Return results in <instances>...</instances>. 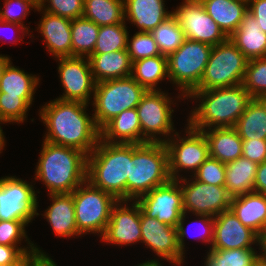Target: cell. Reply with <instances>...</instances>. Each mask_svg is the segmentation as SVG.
Masks as SVG:
<instances>
[{"label": "cell", "mask_w": 266, "mask_h": 266, "mask_svg": "<svg viewBox=\"0 0 266 266\" xmlns=\"http://www.w3.org/2000/svg\"><path fill=\"white\" fill-rule=\"evenodd\" d=\"M88 104L78 101L50 100L39 107V120L46 127L43 140L71 147L87 156L100 140V129L93 114L86 112Z\"/></svg>", "instance_id": "obj_1"}, {"label": "cell", "mask_w": 266, "mask_h": 266, "mask_svg": "<svg viewBox=\"0 0 266 266\" xmlns=\"http://www.w3.org/2000/svg\"><path fill=\"white\" fill-rule=\"evenodd\" d=\"M186 99L193 101L196 105L192 107L186 122L200 131L234 127L253 100L242 84L209 90H193Z\"/></svg>", "instance_id": "obj_2"}, {"label": "cell", "mask_w": 266, "mask_h": 266, "mask_svg": "<svg viewBox=\"0 0 266 266\" xmlns=\"http://www.w3.org/2000/svg\"><path fill=\"white\" fill-rule=\"evenodd\" d=\"M33 181L49 194L72 193L87 180V155L75 148L42 142Z\"/></svg>", "instance_id": "obj_3"}, {"label": "cell", "mask_w": 266, "mask_h": 266, "mask_svg": "<svg viewBox=\"0 0 266 266\" xmlns=\"http://www.w3.org/2000/svg\"><path fill=\"white\" fill-rule=\"evenodd\" d=\"M131 160L132 144L107 143L100 139L87 156V180L117 200H127Z\"/></svg>", "instance_id": "obj_4"}, {"label": "cell", "mask_w": 266, "mask_h": 266, "mask_svg": "<svg viewBox=\"0 0 266 266\" xmlns=\"http://www.w3.org/2000/svg\"><path fill=\"white\" fill-rule=\"evenodd\" d=\"M171 180L165 143L132 144L127 200H136Z\"/></svg>", "instance_id": "obj_5"}, {"label": "cell", "mask_w": 266, "mask_h": 266, "mask_svg": "<svg viewBox=\"0 0 266 266\" xmlns=\"http://www.w3.org/2000/svg\"><path fill=\"white\" fill-rule=\"evenodd\" d=\"M146 92L131 76L96 83L90 104L96 126L101 129L122 111L136 108Z\"/></svg>", "instance_id": "obj_6"}, {"label": "cell", "mask_w": 266, "mask_h": 266, "mask_svg": "<svg viewBox=\"0 0 266 266\" xmlns=\"http://www.w3.org/2000/svg\"><path fill=\"white\" fill-rule=\"evenodd\" d=\"M179 93L176 95L178 97H171L165 90H150L142 97L136 109L142 136L147 142L165 143L175 134L176 128L173 122L175 108L172 107H176L180 100H186V97Z\"/></svg>", "instance_id": "obj_7"}, {"label": "cell", "mask_w": 266, "mask_h": 266, "mask_svg": "<svg viewBox=\"0 0 266 266\" xmlns=\"http://www.w3.org/2000/svg\"><path fill=\"white\" fill-rule=\"evenodd\" d=\"M211 51L209 44L185 39L167 56L169 81L175 90L187 97L200 84Z\"/></svg>", "instance_id": "obj_8"}, {"label": "cell", "mask_w": 266, "mask_h": 266, "mask_svg": "<svg viewBox=\"0 0 266 266\" xmlns=\"http://www.w3.org/2000/svg\"><path fill=\"white\" fill-rule=\"evenodd\" d=\"M72 196L78 232L82 236L94 234L101 238L109 223L111 209L118 200L88 180L79 185Z\"/></svg>", "instance_id": "obj_9"}, {"label": "cell", "mask_w": 266, "mask_h": 266, "mask_svg": "<svg viewBox=\"0 0 266 266\" xmlns=\"http://www.w3.org/2000/svg\"><path fill=\"white\" fill-rule=\"evenodd\" d=\"M249 59L228 38L212 46L205 72L194 90L233 87L242 84Z\"/></svg>", "instance_id": "obj_10"}, {"label": "cell", "mask_w": 266, "mask_h": 266, "mask_svg": "<svg viewBox=\"0 0 266 266\" xmlns=\"http://www.w3.org/2000/svg\"><path fill=\"white\" fill-rule=\"evenodd\" d=\"M183 130L181 132L185 135L176 131L165 142L171 180H178L189 173L193 176L209 157V144L203 131L194 129L188 123ZM183 172L186 175L181 174Z\"/></svg>", "instance_id": "obj_11"}, {"label": "cell", "mask_w": 266, "mask_h": 266, "mask_svg": "<svg viewBox=\"0 0 266 266\" xmlns=\"http://www.w3.org/2000/svg\"><path fill=\"white\" fill-rule=\"evenodd\" d=\"M33 182L16 175L0 177V220L24 221L27 225L35 220L41 191L35 190Z\"/></svg>", "instance_id": "obj_12"}, {"label": "cell", "mask_w": 266, "mask_h": 266, "mask_svg": "<svg viewBox=\"0 0 266 266\" xmlns=\"http://www.w3.org/2000/svg\"><path fill=\"white\" fill-rule=\"evenodd\" d=\"M177 181L182 190L184 213L215 217L230 210L232 197L224 186L209 185L190 175Z\"/></svg>", "instance_id": "obj_13"}, {"label": "cell", "mask_w": 266, "mask_h": 266, "mask_svg": "<svg viewBox=\"0 0 266 266\" xmlns=\"http://www.w3.org/2000/svg\"><path fill=\"white\" fill-rule=\"evenodd\" d=\"M54 60L58 62V77L64 91L57 99L90 105L94 97L96 81L88 57H60Z\"/></svg>", "instance_id": "obj_14"}, {"label": "cell", "mask_w": 266, "mask_h": 266, "mask_svg": "<svg viewBox=\"0 0 266 266\" xmlns=\"http://www.w3.org/2000/svg\"><path fill=\"white\" fill-rule=\"evenodd\" d=\"M173 10L185 39L215 46L228 37L210 17L200 0H182Z\"/></svg>", "instance_id": "obj_15"}, {"label": "cell", "mask_w": 266, "mask_h": 266, "mask_svg": "<svg viewBox=\"0 0 266 266\" xmlns=\"http://www.w3.org/2000/svg\"><path fill=\"white\" fill-rule=\"evenodd\" d=\"M141 243L155 254L154 261H166L173 266H183L185 256L181 253L177 228L146 216L140 208ZM157 256V258H155ZM159 257V258H158Z\"/></svg>", "instance_id": "obj_16"}, {"label": "cell", "mask_w": 266, "mask_h": 266, "mask_svg": "<svg viewBox=\"0 0 266 266\" xmlns=\"http://www.w3.org/2000/svg\"><path fill=\"white\" fill-rule=\"evenodd\" d=\"M101 243L117 246L141 244L140 206L136 200H118L111 209Z\"/></svg>", "instance_id": "obj_17"}, {"label": "cell", "mask_w": 266, "mask_h": 266, "mask_svg": "<svg viewBox=\"0 0 266 266\" xmlns=\"http://www.w3.org/2000/svg\"><path fill=\"white\" fill-rule=\"evenodd\" d=\"M136 201L146 216L173 227H177L184 213L182 190L177 180L155 187Z\"/></svg>", "instance_id": "obj_18"}, {"label": "cell", "mask_w": 266, "mask_h": 266, "mask_svg": "<svg viewBox=\"0 0 266 266\" xmlns=\"http://www.w3.org/2000/svg\"><path fill=\"white\" fill-rule=\"evenodd\" d=\"M257 243L258 235L244 226L231 210L214 217V238L210 249L258 248Z\"/></svg>", "instance_id": "obj_19"}, {"label": "cell", "mask_w": 266, "mask_h": 266, "mask_svg": "<svg viewBox=\"0 0 266 266\" xmlns=\"http://www.w3.org/2000/svg\"><path fill=\"white\" fill-rule=\"evenodd\" d=\"M41 15L35 31L42 35L47 52L56 58L72 57L71 22L72 19L48 13L40 8Z\"/></svg>", "instance_id": "obj_20"}, {"label": "cell", "mask_w": 266, "mask_h": 266, "mask_svg": "<svg viewBox=\"0 0 266 266\" xmlns=\"http://www.w3.org/2000/svg\"><path fill=\"white\" fill-rule=\"evenodd\" d=\"M50 206L45 211L36 213L42 215L52 228L53 234L62 239L83 237L79 232L75 221V207L72 193L49 194ZM74 236V237H73Z\"/></svg>", "instance_id": "obj_21"}, {"label": "cell", "mask_w": 266, "mask_h": 266, "mask_svg": "<svg viewBox=\"0 0 266 266\" xmlns=\"http://www.w3.org/2000/svg\"><path fill=\"white\" fill-rule=\"evenodd\" d=\"M166 0H124L125 22L138 31L151 32L173 15L165 8Z\"/></svg>", "instance_id": "obj_22"}, {"label": "cell", "mask_w": 266, "mask_h": 266, "mask_svg": "<svg viewBox=\"0 0 266 266\" xmlns=\"http://www.w3.org/2000/svg\"><path fill=\"white\" fill-rule=\"evenodd\" d=\"M100 139L107 143L144 144L137 109L122 111L100 129Z\"/></svg>", "instance_id": "obj_23"}, {"label": "cell", "mask_w": 266, "mask_h": 266, "mask_svg": "<svg viewBox=\"0 0 266 266\" xmlns=\"http://www.w3.org/2000/svg\"><path fill=\"white\" fill-rule=\"evenodd\" d=\"M88 59L96 83L127 78L132 74L133 63L127 49L104 54H91Z\"/></svg>", "instance_id": "obj_24"}, {"label": "cell", "mask_w": 266, "mask_h": 266, "mask_svg": "<svg viewBox=\"0 0 266 266\" xmlns=\"http://www.w3.org/2000/svg\"><path fill=\"white\" fill-rule=\"evenodd\" d=\"M230 210L244 226L261 234L266 224V195L250 192L233 197Z\"/></svg>", "instance_id": "obj_25"}, {"label": "cell", "mask_w": 266, "mask_h": 266, "mask_svg": "<svg viewBox=\"0 0 266 266\" xmlns=\"http://www.w3.org/2000/svg\"><path fill=\"white\" fill-rule=\"evenodd\" d=\"M229 39L249 60L266 57V33L261 30L250 12L244 15Z\"/></svg>", "instance_id": "obj_26"}, {"label": "cell", "mask_w": 266, "mask_h": 266, "mask_svg": "<svg viewBox=\"0 0 266 266\" xmlns=\"http://www.w3.org/2000/svg\"><path fill=\"white\" fill-rule=\"evenodd\" d=\"M200 2L228 38L237 30L248 12V2L243 0H200Z\"/></svg>", "instance_id": "obj_27"}, {"label": "cell", "mask_w": 266, "mask_h": 266, "mask_svg": "<svg viewBox=\"0 0 266 266\" xmlns=\"http://www.w3.org/2000/svg\"><path fill=\"white\" fill-rule=\"evenodd\" d=\"M41 78L35 74L25 72L13 65L12 60L4 68L0 79V92L7 95L21 97L30 107L34 104L35 93Z\"/></svg>", "instance_id": "obj_28"}, {"label": "cell", "mask_w": 266, "mask_h": 266, "mask_svg": "<svg viewBox=\"0 0 266 266\" xmlns=\"http://www.w3.org/2000/svg\"><path fill=\"white\" fill-rule=\"evenodd\" d=\"M202 131L209 144V156L225 164L242 157V139L234 127Z\"/></svg>", "instance_id": "obj_29"}, {"label": "cell", "mask_w": 266, "mask_h": 266, "mask_svg": "<svg viewBox=\"0 0 266 266\" xmlns=\"http://www.w3.org/2000/svg\"><path fill=\"white\" fill-rule=\"evenodd\" d=\"M225 185L229 195L237 197L254 192L258 164L242 157L225 164Z\"/></svg>", "instance_id": "obj_30"}, {"label": "cell", "mask_w": 266, "mask_h": 266, "mask_svg": "<svg viewBox=\"0 0 266 266\" xmlns=\"http://www.w3.org/2000/svg\"><path fill=\"white\" fill-rule=\"evenodd\" d=\"M131 77L147 91L162 90L159 85L165 80L169 82L167 56L158 55L134 61Z\"/></svg>", "instance_id": "obj_31"}, {"label": "cell", "mask_w": 266, "mask_h": 266, "mask_svg": "<svg viewBox=\"0 0 266 266\" xmlns=\"http://www.w3.org/2000/svg\"><path fill=\"white\" fill-rule=\"evenodd\" d=\"M83 17L99 27L125 22L124 0H84Z\"/></svg>", "instance_id": "obj_32"}, {"label": "cell", "mask_w": 266, "mask_h": 266, "mask_svg": "<svg viewBox=\"0 0 266 266\" xmlns=\"http://www.w3.org/2000/svg\"><path fill=\"white\" fill-rule=\"evenodd\" d=\"M234 128L241 139L266 140V110L257 99L248 104Z\"/></svg>", "instance_id": "obj_33"}, {"label": "cell", "mask_w": 266, "mask_h": 266, "mask_svg": "<svg viewBox=\"0 0 266 266\" xmlns=\"http://www.w3.org/2000/svg\"><path fill=\"white\" fill-rule=\"evenodd\" d=\"M190 215L191 216H195L193 219V221H190L186 227V218H188L189 220V217L188 216ZM196 223V224H195ZM197 225L196 229L198 233H196L195 230H193L192 228ZM194 225V226H193ZM190 226L191 229L193 231H195L194 233H196L197 236H193L192 234H189L191 231L190 229ZM177 236H178V244H179V248H180V251L181 253L185 256L187 252L185 251H188V250H185L186 248V244H185V240H187L186 238L188 237H192L195 239V240H198L201 241L199 243H204L206 244L207 246H209L208 249L211 248L212 246V243H213V238H214V217H211V216H208V215H198V214H195V215H192V214H188V213H183V215L181 216L180 218V221L178 222L177 224ZM193 233V232H192ZM192 235V236H190ZM195 235V234H194ZM188 236V237H187Z\"/></svg>", "instance_id": "obj_34"}, {"label": "cell", "mask_w": 266, "mask_h": 266, "mask_svg": "<svg viewBox=\"0 0 266 266\" xmlns=\"http://www.w3.org/2000/svg\"><path fill=\"white\" fill-rule=\"evenodd\" d=\"M99 26L93 21L80 17L72 19V56L89 57L95 48Z\"/></svg>", "instance_id": "obj_35"}, {"label": "cell", "mask_w": 266, "mask_h": 266, "mask_svg": "<svg viewBox=\"0 0 266 266\" xmlns=\"http://www.w3.org/2000/svg\"><path fill=\"white\" fill-rule=\"evenodd\" d=\"M258 248L208 249L203 266H252Z\"/></svg>", "instance_id": "obj_36"}, {"label": "cell", "mask_w": 266, "mask_h": 266, "mask_svg": "<svg viewBox=\"0 0 266 266\" xmlns=\"http://www.w3.org/2000/svg\"><path fill=\"white\" fill-rule=\"evenodd\" d=\"M161 55L168 56L184 42L185 35L174 15L170 16L151 31Z\"/></svg>", "instance_id": "obj_37"}, {"label": "cell", "mask_w": 266, "mask_h": 266, "mask_svg": "<svg viewBox=\"0 0 266 266\" xmlns=\"http://www.w3.org/2000/svg\"><path fill=\"white\" fill-rule=\"evenodd\" d=\"M126 22L99 27L97 42L92 54H104L127 49L129 26Z\"/></svg>", "instance_id": "obj_38"}, {"label": "cell", "mask_w": 266, "mask_h": 266, "mask_svg": "<svg viewBox=\"0 0 266 266\" xmlns=\"http://www.w3.org/2000/svg\"><path fill=\"white\" fill-rule=\"evenodd\" d=\"M242 85L253 99L266 94V57L248 61Z\"/></svg>", "instance_id": "obj_39"}, {"label": "cell", "mask_w": 266, "mask_h": 266, "mask_svg": "<svg viewBox=\"0 0 266 266\" xmlns=\"http://www.w3.org/2000/svg\"><path fill=\"white\" fill-rule=\"evenodd\" d=\"M30 106L19 96L0 92V121L5 125L24 124L28 118Z\"/></svg>", "instance_id": "obj_40"}, {"label": "cell", "mask_w": 266, "mask_h": 266, "mask_svg": "<svg viewBox=\"0 0 266 266\" xmlns=\"http://www.w3.org/2000/svg\"><path fill=\"white\" fill-rule=\"evenodd\" d=\"M127 51L132 63L161 55L153 35L145 31H136L133 36L128 35Z\"/></svg>", "instance_id": "obj_41"}, {"label": "cell", "mask_w": 266, "mask_h": 266, "mask_svg": "<svg viewBox=\"0 0 266 266\" xmlns=\"http://www.w3.org/2000/svg\"><path fill=\"white\" fill-rule=\"evenodd\" d=\"M26 227L28 225L24 221L0 220V244L9 246H21L25 244H34V248L38 252H44L36 243L30 240Z\"/></svg>", "instance_id": "obj_42"}, {"label": "cell", "mask_w": 266, "mask_h": 266, "mask_svg": "<svg viewBox=\"0 0 266 266\" xmlns=\"http://www.w3.org/2000/svg\"><path fill=\"white\" fill-rule=\"evenodd\" d=\"M37 8L30 0H4L3 7L0 8V20L20 24L30 32V27L26 26L24 19L31 10L36 12Z\"/></svg>", "instance_id": "obj_43"}, {"label": "cell", "mask_w": 266, "mask_h": 266, "mask_svg": "<svg viewBox=\"0 0 266 266\" xmlns=\"http://www.w3.org/2000/svg\"><path fill=\"white\" fill-rule=\"evenodd\" d=\"M38 8L61 17L77 19L83 17L84 0H41Z\"/></svg>", "instance_id": "obj_44"}, {"label": "cell", "mask_w": 266, "mask_h": 266, "mask_svg": "<svg viewBox=\"0 0 266 266\" xmlns=\"http://www.w3.org/2000/svg\"><path fill=\"white\" fill-rule=\"evenodd\" d=\"M225 176V163H222L211 156H209L193 174V177L197 181L217 186L225 185Z\"/></svg>", "instance_id": "obj_45"}, {"label": "cell", "mask_w": 266, "mask_h": 266, "mask_svg": "<svg viewBox=\"0 0 266 266\" xmlns=\"http://www.w3.org/2000/svg\"><path fill=\"white\" fill-rule=\"evenodd\" d=\"M242 156L257 164L266 161V140L242 139Z\"/></svg>", "instance_id": "obj_46"}, {"label": "cell", "mask_w": 266, "mask_h": 266, "mask_svg": "<svg viewBox=\"0 0 266 266\" xmlns=\"http://www.w3.org/2000/svg\"><path fill=\"white\" fill-rule=\"evenodd\" d=\"M36 250L34 244L9 246L0 244V264L16 262L23 254H32Z\"/></svg>", "instance_id": "obj_47"}, {"label": "cell", "mask_w": 266, "mask_h": 266, "mask_svg": "<svg viewBox=\"0 0 266 266\" xmlns=\"http://www.w3.org/2000/svg\"><path fill=\"white\" fill-rule=\"evenodd\" d=\"M248 12H250L259 27L266 33V0H249Z\"/></svg>", "instance_id": "obj_48"}, {"label": "cell", "mask_w": 266, "mask_h": 266, "mask_svg": "<svg viewBox=\"0 0 266 266\" xmlns=\"http://www.w3.org/2000/svg\"><path fill=\"white\" fill-rule=\"evenodd\" d=\"M0 28H1V30L4 29V28H6L8 30L9 29H13V31H16L14 33H18V35L16 36V38L14 40L12 39V41H11L13 44L14 43L17 44L18 42H21V41L23 42L24 41L23 38L25 36H28V35L31 37L32 40L34 39L33 38L34 37V34H31V33H33V31H31L29 33V31L24 26H22L20 24H17V23L4 22V21H1L0 20ZM19 32H20L21 35L19 34Z\"/></svg>", "instance_id": "obj_49"}, {"label": "cell", "mask_w": 266, "mask_h": 266, "mask_svg": "<svg viewBox=\"0 0 266 266\" xmlns=\"http://www.w3.org/2000/svg\"><path fill=\"white\" fill-rule=\"evenodd\" d=\"M254 192L266 195V161L258 164Z\"/></svg>", "instance_id": "obj_50"}, {"label": "cell", "mask_w": 266, "mask_h": 266, "mask_svg": "<svg viewBox=\"0 0 266 266\" xmlns=\"http://www.w3.org/2000/svg\"><path fill=\"white\" fill-rule=\"evenodd\" d=\"M49 255L46 252L37 251V266H58Z\"/></svg>", "instance_id": "obj_51"}, {"label": "cell", "mask_w": 266, "mask_h": 266, "mask_svg": "<svg viewBox=\"0 0 266 266\" xmlns=\"http://www.w3.org/2000/svg\"><path fill=\"white\" fill-rule=\"evenodd\" d=\"M258 257L266 262V237H258Z\"/></svg>", "instance_id": "obj_52"}, {"label": "cell", "mask_w": 266, "mask_h": 266, "mask_svg": "<svg viewBox=\"0 0 266 266\" xmlns=\"http://www.w3.org/2000/svg\"><path fill=\"white\" fill-rule=\"evenodd\" d=\"M11 57L5 54H0V79L3 73L4 68L7 66V64L11 61Z\"/></svg>", "instance_id": "obj_53"}, {"label": "cell", "mask_w": 266, "mask_h": 266, "mask_svg": "<svg viewBox=\"0 0 266 266\" xmlns=\"http://www.w3.org/2000/svg\"><path fill=\"white\" fill-rule=\"evenodd\" d=\"M32 254H23L16 262L0 264V266H21Z\"/></svg>", "instance_id": "obj_54"}, {"label": "cell", "mask_w": 266, "mask_h": 266, "mask_svg": "<svg viewBox=\"0 0 266 266\" xmlns=\"http://www.w3.org/2000/svg\"><path fill=\"white\" fill-rule=\"evenodd\" d=\"M163 263L164 262H161V261H156V260L154 261L153 259H150V260L148 259L134 266H165Z\"/></svg>", "instance_id": "obj_55"}, {"label": "cell", "mask_w": 266, "mask_h": 266, "mask_svg": "<svg viewBox=\"0 0 266 266\" xmlns=\"http://www.w3.org/2000/svg\"><path fill=\"white\" fill-rule=\"evenodd\" d=\"M21 266H37V251L32 253V255Z\"/></svg>", "instance_id": "obj_56"}, {"label": "cell", "mask_w": 266, "mask_h": 266, "mask_svg": "<svg viewBox=\"0 0 266 266\" xmlns=\"http://www.w3.org/2000/svg\"><path fill=\"white\" fill-rule=\"evenodd\" d=\"M2 122L0 121V153H3V150L5 149L6 146V138H5V134L3 132V127H2Z\"/></svg>", "instance_id": "obj_57"}, {"label": "cell", "mask_w": 266, "mask_h": 266, "mask_svg": "<svg viewBox=\"0 0 266 266\" xmlns=\"http://www.w3.org/2000/svg\"><path fill=\"white\" fill-rule=\"evenodd\" d=\"M252 266H266V262H264L260 257H257Z\"/></svg>", "instance_id": "obj_58"}, {"label": "cell", "mask_w": 266, "mask_h": 266, "mask_svg": "<svg viewBox=\"0 0 266 266\" xmlns=\"http://www.w3.org/2000/svg\"><path fill=\"white\" fill-rule=\"evenodd\" d=\"M257 100L262 104L266 110V94H263L257 98Z\"/></svg>", "instance_id": "obj_59"}, {"label": "cell", "mask_w": 266, "mask_h": 266, "mask_svg": "<svg viewBox=\"0 0 266 266\" xmlns=\"http://www.w3.org/2000/svg\"><path fill=\"white\" fill-rule=\"evenodd\" d=\"M258 237H266V224L263 228V231L261 232V234Z\"/></svg>", "instance_id": "obj_60"}, {"label": "cell", "mask_w": 266, "mask_h": 266, "mask_svg": "<svg viewBox=\"0 0 266 266\" xmlns=\"http://www.w3.org/2000/svg\"><path fill=\"white\" fill-rule=\"evenodd\" d=\"M30 1H32L38 7L41 0H30Z\"/></svg>", "instance_id": "obj_61"}]
</instances>
